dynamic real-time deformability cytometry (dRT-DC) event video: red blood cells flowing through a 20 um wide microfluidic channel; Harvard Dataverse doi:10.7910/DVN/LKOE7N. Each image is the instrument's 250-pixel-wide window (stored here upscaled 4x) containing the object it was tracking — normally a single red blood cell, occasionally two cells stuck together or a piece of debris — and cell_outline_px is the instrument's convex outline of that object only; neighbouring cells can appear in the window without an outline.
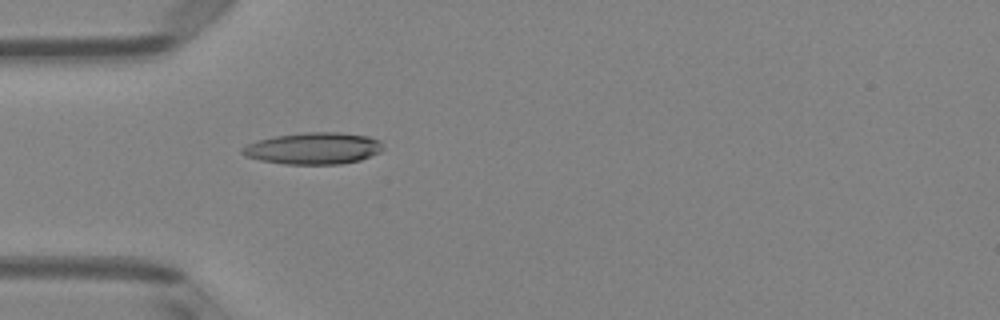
{"species": "Egyptian fruit bat (a non-hibernating species)", "species_latin": "Rousettus aegyptiacus", "temperature_condition": "room temperature", "stored_images_in_passage": 36, "camera_frame_rate_fps": 3000, "um_per_image_px": 0.085, "animal": {"sex": "female"}, "frame": {"image": 1, "passage_image": 1, "time_ms": 0.0, "image_size_px": [1000, 320], "cell_outline_px": [[384, 148], [380, 152], [360, 160], [340, 164], [284, 164], [260, 160], [244, 156], [240, 152], [240, 148], [248, 144], [260, 140], [276, 136], [304, 132], [340, 132], [368, 136], [380, 140]], "centroid_in_image_um": [26.65, 12.61], "position_along_channel_um": 58.3, "area_um2": 26.07}}
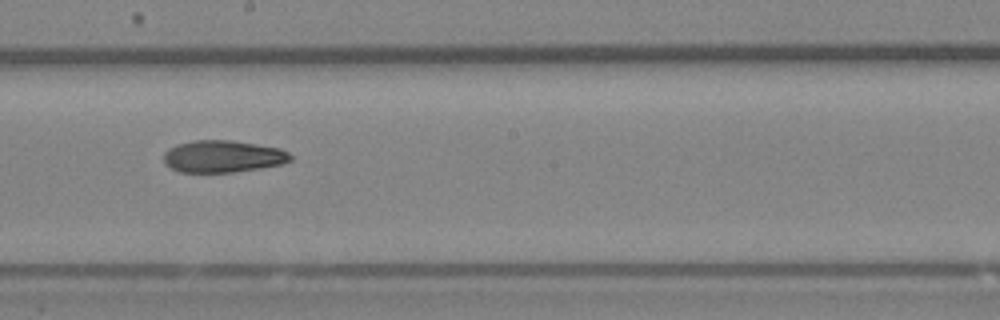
{"frame": {"image": 2, "passage_image": 14, "time_ms": 4.333, "image_size_px": [1000, 320], "cell_outline_px": [[292, 160], [284, 164], [260, 168], [232, 172], [180, 172], [164, 164], [164, 152], [168, 148], [176, 144], [192, 140], [232, 140], [280, 148], [288, 152], [292, 156]], "centroid_in_image_um": [18.94, 13.29], "position_along_channel_um": 229.3, "area_um2": 23.87}}
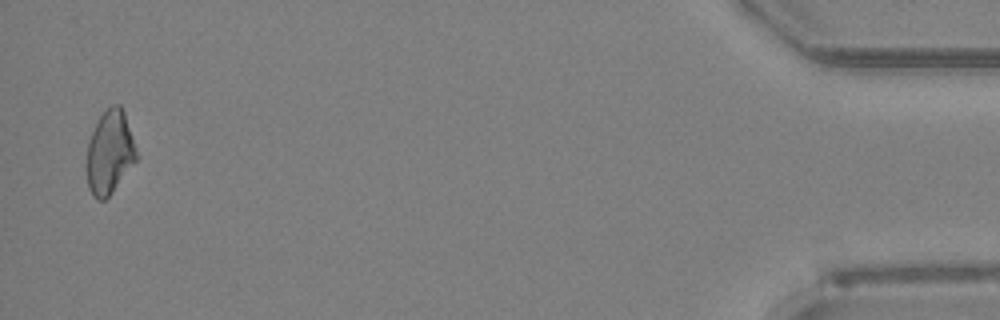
{"frame": {"image": 3, "passage_image": 35, "time_ms": 11.333, "image_size_px": [1000, 320], "cell_outline_px": [[136, 160], [112, 192], [104, 200], [96, 200], [92, 196], [88, 188], [84, 164], [88, 144], [92, 132], [100, 116], [112, 104], [120, 104], [124, 112], [136, 148]], "centroid_in_image_um": [9.27, 12.99], "position_along_channel_um": 425.9, "area_um2": 24.22}, "authors_computed_cell_mechanics": {"area_um2": 24.2182, "velocity_mm_per_s": 4.0348, "shape_relaxation_time_tau1_ms": 8.7335, "shape_relaxation_time_tau2_ms": null, "deformation_change_tau1": 0.2092, "deformation_change_tau2": null}}